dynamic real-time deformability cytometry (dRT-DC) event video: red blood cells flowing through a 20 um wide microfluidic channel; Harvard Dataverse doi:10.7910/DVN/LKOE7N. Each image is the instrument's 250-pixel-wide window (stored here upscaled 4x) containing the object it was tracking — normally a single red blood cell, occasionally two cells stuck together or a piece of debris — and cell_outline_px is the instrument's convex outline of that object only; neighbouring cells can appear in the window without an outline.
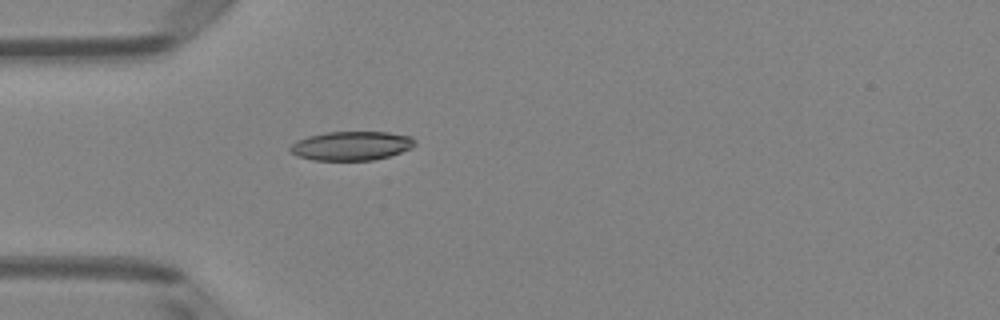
{"species": "Egyptian fruit bat (a non-hibernating species)", "species_latin": "Rousettus aegyptiacus", "temperature_condition": "room temperature", "stored_images_in_passage": 2, "camera_frame_rate_fps": 3000, "um_per_image_px": 0.085, "animal": {"sex": "female"}, "frame": {"image": 1, "passage_image": 2, "time_ms": 0.333, "image_size_px": [1000, 320], "cell_outline_px": [[416, 144], [412, 148], [388, 156], [372, 160], [312, 160], [296, 156], [288, 148], [296, 140], [308, 136], [328, 132], [388, 132], [412, 136], [416, 140]], "centroid_in_image_um": [29.87, 12.39], "position_along_channel_um": 55.1, "area_um2": 21.15}}